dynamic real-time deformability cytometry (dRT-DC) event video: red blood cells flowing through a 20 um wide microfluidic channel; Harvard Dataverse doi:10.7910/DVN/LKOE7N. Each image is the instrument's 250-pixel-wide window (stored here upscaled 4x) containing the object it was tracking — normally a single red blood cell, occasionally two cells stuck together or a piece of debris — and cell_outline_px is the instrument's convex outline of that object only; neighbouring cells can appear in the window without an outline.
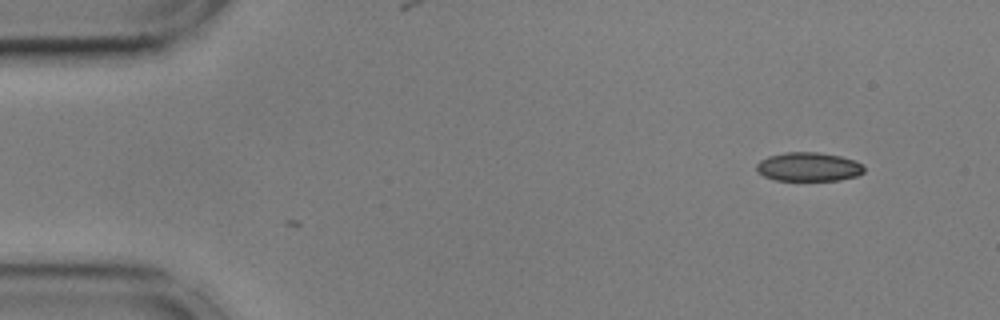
{"species": "common noctule bat (a hibernating species)", "species_latin": "Nyctalus noctula", "temperature_condition": "cold", "stored_images_in_passage": 4, "camera_frame_rate_fps": 3000, "um_per_image_px": 0.085, "animal": {"sex": "male", "body_mass_g": 17.9, "forearm_length_mm": 54.2}, "frame": {"image": 1, "passage_image": 4, "time_ms": 1.0, "image_size_px": [1000, 320], "cell_outline_px": [[864, 172], [856, 176], [840, 180], [776, 180], [764, 176], [756, 172], [756, 164], [760, 160], [768, 156], [784, 152], [820, 152], [840, 156], [856, 160], [864, 164]], "centroid_in_image_um": [68.73, 14.17], "position_along_channel_um": 16.3, "area_um2": 18.32}}